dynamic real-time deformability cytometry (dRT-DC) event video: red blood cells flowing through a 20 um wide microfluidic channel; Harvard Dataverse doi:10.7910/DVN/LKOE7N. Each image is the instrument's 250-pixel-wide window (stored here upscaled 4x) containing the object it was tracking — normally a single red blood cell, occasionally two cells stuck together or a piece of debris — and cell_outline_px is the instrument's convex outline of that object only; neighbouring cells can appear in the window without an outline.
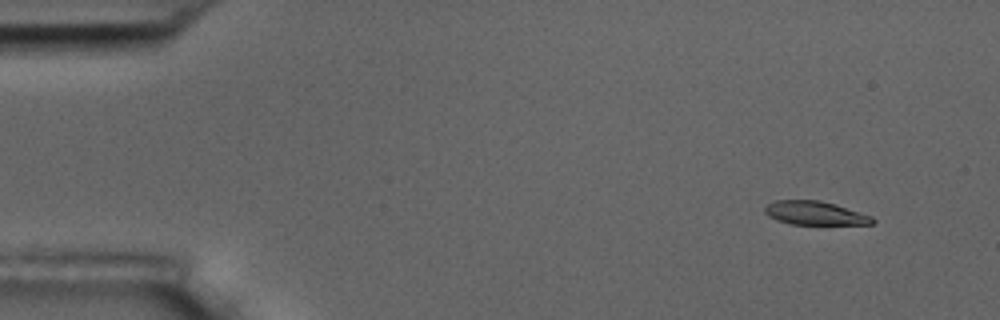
{"species": "common noctule bat (a hibernating species)", "species_latin": "Nyctalus noctula", "temperature_condition": "room temperature", "stored_images_in_passage": 4, "camera_frame_rate_fps": 3000, "um_per_image_px": 0.085, "animal": {"sex": "male", "body_mass_g": 17.5, "forearm_length_mm": 52.3}, "frame": {"image": 1, "passage_image": 1, "time_ms": 0.0, "image_size_px": [1000, 320], "cell_outline_px": [[876, 220], [872, 224], [788, 224], [776, 220], [768, 216], [764, 212], [764, 208], [768, 204], [776, 200], [820, 200], [836, 204], [872, 216]], "centroid_in_image_um": [69.26, 18.11], "position_along_channel_um": 15.7, "area_um2": 14.91}}
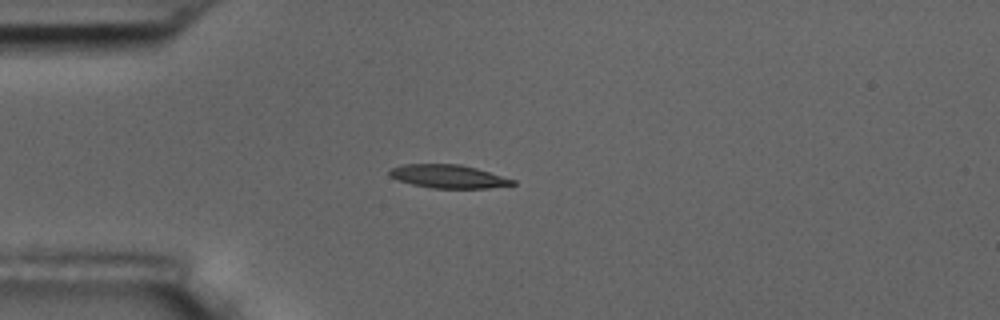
{"frame": {"image": 2, "passage_image": 4, "time_ms": 3.333, "image_size_px": [1000, 320], "cell_outline_px": [[516, 184], [488, 188], [432, 188], [412, 184], [388, 176], [388, 172], [392, 168], [404, 164], [460, 164], [476, 168], [516, 180]], "centroid_in_image_um": [38.11, 14.99], "position_along_channel_um": 46.9, "area_um2": 16.65}}